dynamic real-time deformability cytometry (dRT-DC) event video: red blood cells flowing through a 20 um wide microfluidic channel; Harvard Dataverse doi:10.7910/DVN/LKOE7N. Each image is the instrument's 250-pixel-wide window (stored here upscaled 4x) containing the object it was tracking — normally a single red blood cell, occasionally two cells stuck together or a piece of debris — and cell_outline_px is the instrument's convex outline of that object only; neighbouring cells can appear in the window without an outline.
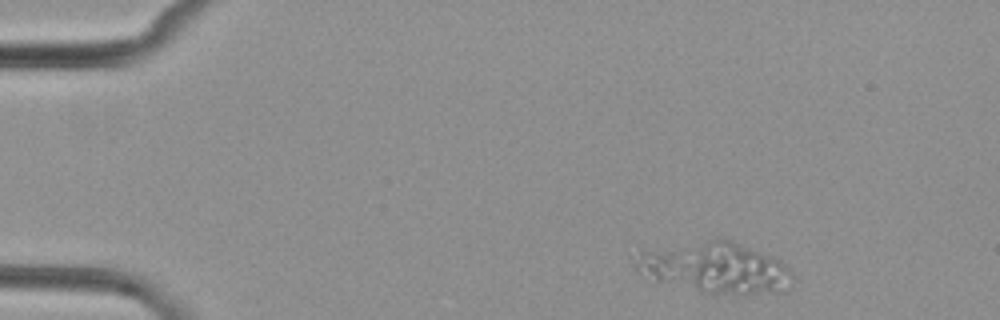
{"species": "common noctule bat (a hibernating species)", "species_latin": "Nyctalus noctula", "temperature_condition": "cold", "stored_images_in_passage": 3, "camera_frame_rate_fps": 3000, "um_per_image_px": 0.085, "animal": {"sex": "female", "body_mass_g": 29.2, "forearm_length_mm": 56.3}, "frame": {"image": 1, "passage_image": 1, "time_ms": 0.0, "image_size_px": [1000, 320], "cell_outline_px": [[792, 284], [788, 292], [744, 296], [736, 296], [704, 292], [656, 280], [636, 272], [628, 256], [640, 248], [720, 236], [724, 236], [768, 256], [784, 264], [792, 272]], "centroid_in_image_um": [60.66, 22.72], "position_along_channel_um": 24.3, "area_um2": 48.9}}